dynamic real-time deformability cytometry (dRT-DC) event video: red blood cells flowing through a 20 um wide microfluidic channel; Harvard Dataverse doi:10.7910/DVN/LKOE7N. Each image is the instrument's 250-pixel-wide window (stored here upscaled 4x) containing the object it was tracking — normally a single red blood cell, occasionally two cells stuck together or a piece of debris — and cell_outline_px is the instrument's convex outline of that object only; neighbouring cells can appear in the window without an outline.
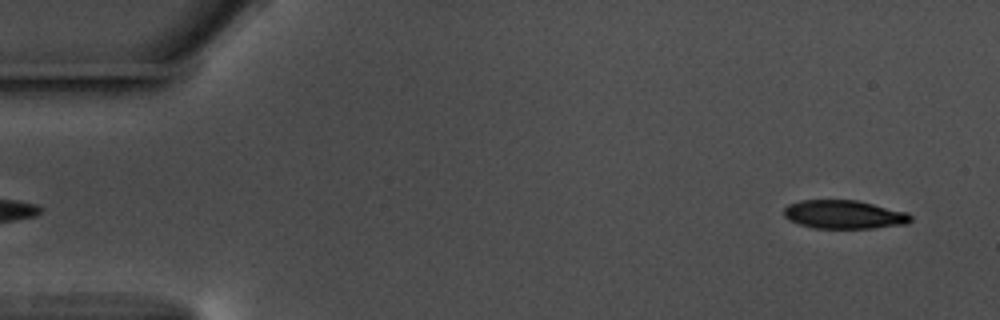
{"species": "common noctule bat (a hibernating species)", "species_latin": "Nyctalus noctula", "temperature_condition": "warm", "stored_images_in_passage": 56, "camera_frame_rate_fps": 3000, "um_per_image_px": 0.085, "animal": {"sex": "male", "body_mass_g": 17.5, "forearm_length_mm": 52.3}, "frame": {"image": 1, "passage_image": 2, "time_ms": 0.333, "image_size_px": [1000, 320], "cell_outline_px": [[912, 220], [908, 224], [872, 228], [812, 228], [788, 220], [784, 216], [784, 208], [788, 204], [800, 200], [856, 200], [908, 212], [912, 216]], "centroid_in_image_um": [71.75, 18.23], "position_along_channel_um": 13.3, "area_um2": 21.21}}
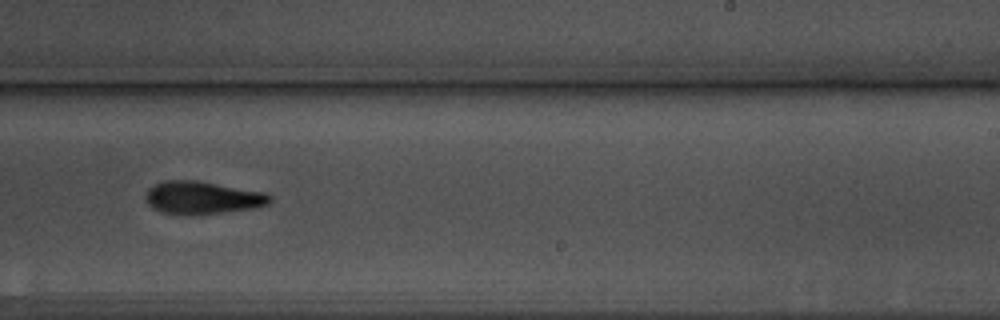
{"frame": {"image": 2, "passage_image": 34, "time_ms": 11.0, "image_size_px": [1000, 320], "cell_outline_px": [[272, 200], [268, 204], [256, 208], [224, 212], [160, 212], [152, 208], [148, 204], [144, 196], [148, 188], [164, 180], [196, 180], [264, 192], [272, 196]], "centroid_in_image_um": [17.22, 16.76], "position_along_channel_um": 271.8, "area_um2": 23.12}}
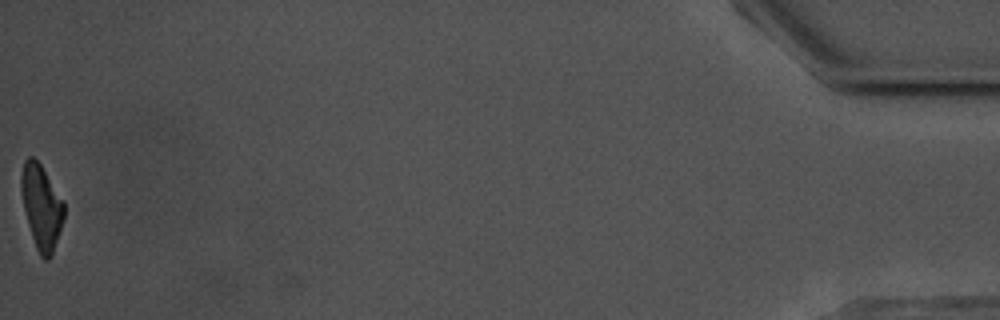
{"frame": {"image": 3, "passage_image": 56, "time_ms": 18.333, "image_size_px": [1000, 320], "cell_outline_px": [[64, 220], [52, 256], [48, 260], [44, 260], [40, 256], [36, 248], [28, 224], [20, 192], [20, 176], [24, 160], [28, 156], [32, 156], [40, 164], [64, 200]], "centroid_in_image_um": [3.52, 17.59], "position_along_channel_um": 431.7, "area_um2": 21.27}, "authors_computed_cell_mechanics": {"area_um2": 23.0333, "velocity_mm_per_s": 3.5577, "shape_relaxation_time_tau1_ms": 3.792, "shape_relaxation_time_tau2_ms": null, "deformation_change_tau1": 0.1291, "deformation_change_tau2": null}}